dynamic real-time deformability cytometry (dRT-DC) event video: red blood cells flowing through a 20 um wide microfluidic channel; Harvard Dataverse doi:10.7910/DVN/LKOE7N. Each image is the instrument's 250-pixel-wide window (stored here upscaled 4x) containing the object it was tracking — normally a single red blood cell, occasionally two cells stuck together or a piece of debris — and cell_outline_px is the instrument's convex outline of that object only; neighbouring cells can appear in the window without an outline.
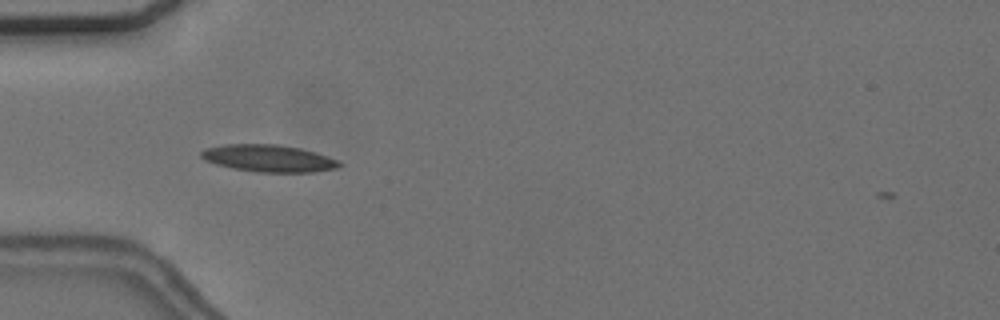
{"species": "common noctule bat (a hibernating species)", "species_latin": "Nyctalus noctula", "temperature_condition": "cold", "stored_images_in_passage": 39, "camera_frame_rate_fps": 3000, "um_per_image_px": 0.085, "animal": {"sex": "female", "body_mass_g": 24.6, "forearm_length_mm": 56.2}, "frame": {"image": 1, "passage_image": 1, "time_ms": 0.0, "image_size_px": [1000, 320], "cell_outline_px": [[344, 164], [336, 168], [312, 172], [256, 172], [232, 168], [216, 164], [204, 160], [200, 156], [200, 152], [204, 148], [224, 144], [276, 144], [300, 148], [316, 152], [340, 160]], "centroid_in_image_um": [22.83, 13.45], "position_along_channel_um": 62.2, "area_um2": 22.02}}
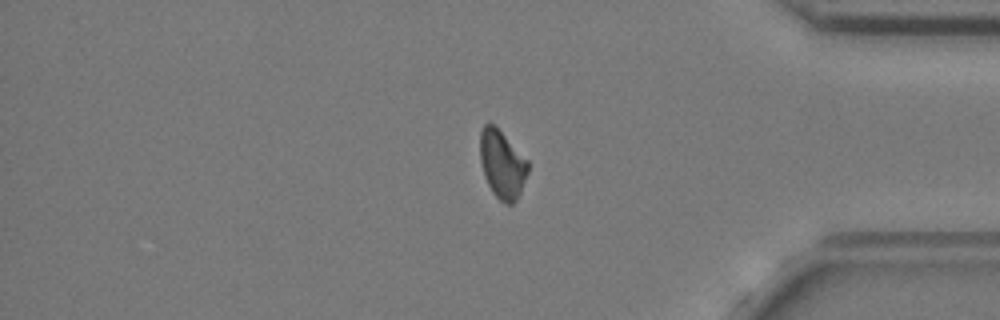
{"frame": {"image": 2, "passage_image": 30, "time_ms": 9.667, "image_size_px": [1000, 320], "cell_outline_px": [[528, 172], [520, 192], [516, 200], [512, 204], [504, 204], [492, 192], [484, 176], [480, 160], [480, 132], [484, 124], [488, 120], [528, 160]], "centroid_in_image_um": [42.66, 13.98], "position_along_channel_um": 392.5, "area_um2": 18.79}}
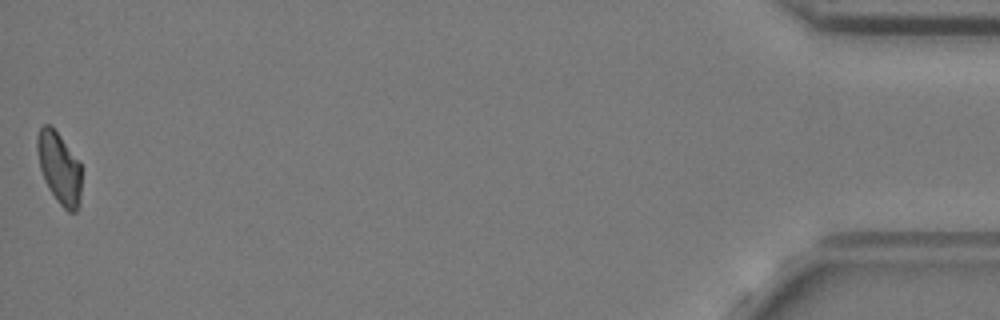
{"frame": {"image": 3, "passage_image": 39, "time_ms": 12.667, "image_size_px": [1000, 320], "cell_outline_px": [[80, 204], [76, 212], [68, 212], [56, 200], [48, 188], [44, 180], [40, 168], [36, 148], [36, 136], [40, 128], [44, 124], [52, 124], [80, 164]], "centroid_in_image_um": [5.01, 14.26], "position_along_channel_um": 430.2, "area_um2": 18.5}}